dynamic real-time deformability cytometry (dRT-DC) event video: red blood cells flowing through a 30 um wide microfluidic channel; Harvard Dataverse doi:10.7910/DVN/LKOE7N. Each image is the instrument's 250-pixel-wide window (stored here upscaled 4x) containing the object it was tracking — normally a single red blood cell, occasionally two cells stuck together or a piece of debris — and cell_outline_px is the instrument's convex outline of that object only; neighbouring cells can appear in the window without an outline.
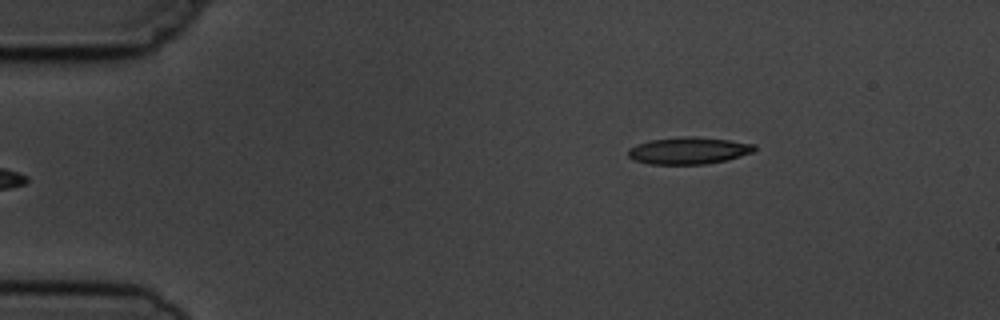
{"species": "common noctule bat (a hibernating species)", "species_latin": "Nyctalus noctula", "temperature_condition": "cold", "stored_images_in_passage": 3, "camera_frame_rate_fps": 3000, "um_per_image_px": 0.085, "animal": {"sex": "male", "body_mass_g": 19.5, "forearm_length_mm": 54.6}, "frame": {"image": 1, "passage_image": 3, "time_ms": 3.0, "image_size_px": [1000, 320], "cell_outline_px": [[756, 152], [728, 160], [704, 164], [648, 164], [632, 160], [628, 156], [628, 148], [636, 144], [648, 140], [684, 136], [692, 136], [728, 140], [756, 144]], "centroid_in_image_um": [58.53, 12.8], "position_along_channel_um": 26.5, "area_um2": 20.17}}